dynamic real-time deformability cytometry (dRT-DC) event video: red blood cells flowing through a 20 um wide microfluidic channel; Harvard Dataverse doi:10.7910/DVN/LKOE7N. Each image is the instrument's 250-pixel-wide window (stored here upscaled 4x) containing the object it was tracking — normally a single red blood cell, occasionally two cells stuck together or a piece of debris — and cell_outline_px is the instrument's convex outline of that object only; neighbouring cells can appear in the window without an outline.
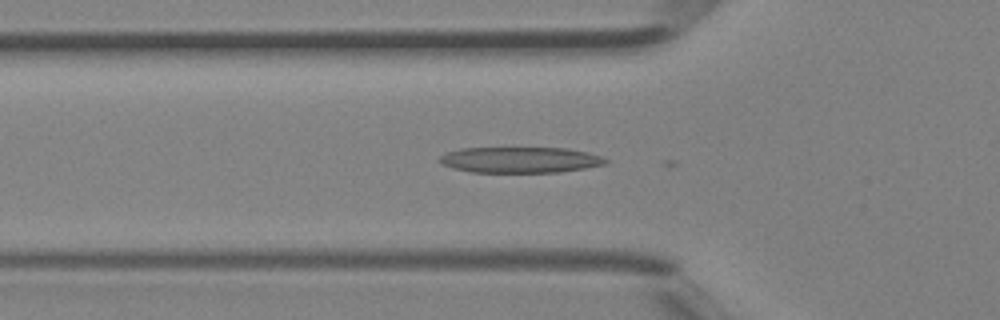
{"species": "Egyptian fruit bat (a non-hibernating species)", "species_latin": "Rousettus aegyptiacus", "temperature_condition": "room temperature", "stored_images_in_passage": 30, "camera_frame_rate_fps": 3000, "um_per_image_px": 0.085, "animal": {"sex": "female"}, "frame": {"image": 1, "passage_image": 9, "time_ms": 2.667, "image_size_px": [1000, 320], "cell_outline_px": [[608, 164], [560, 172], [472, 172], [452, 168], [436, 160], [440, 156], [448, 152], [460, 148], [564, 148], [588, 152], [600, 156], [608, 160]], "centroid_in_image_um": [44.21, 13.59], "position_along_channel_um": 81.6, "area_um2": 24.97}}
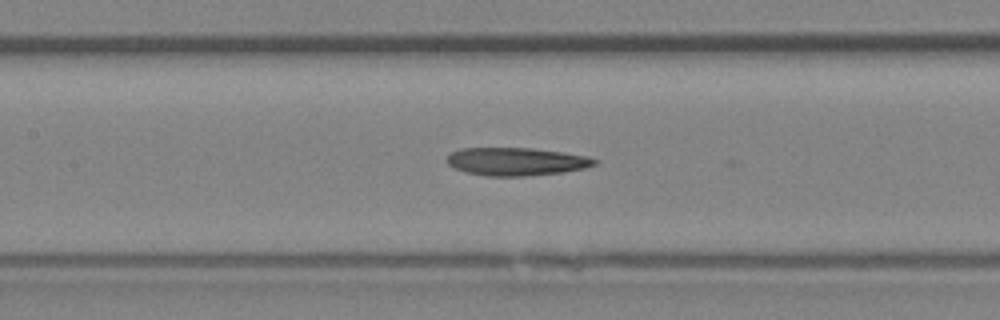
{"frame": {"image": 2, "passage_image": 14, "time_ms": 4.333, "image_size_px": [1000, 320], "cell_outline_px": [[600, 160], [596, 164], [584, 168], [564, 172], [524, 176], [488, 176], [468, 172], [456, 168], [448, 164], [448, 156], [452, 152], [460, 148], [532, 148], [588, 156]], "centroid_in_image_um": [43.93, 13.73], "position_along_channel_um": 163.5, "area_um2": 23.87}}
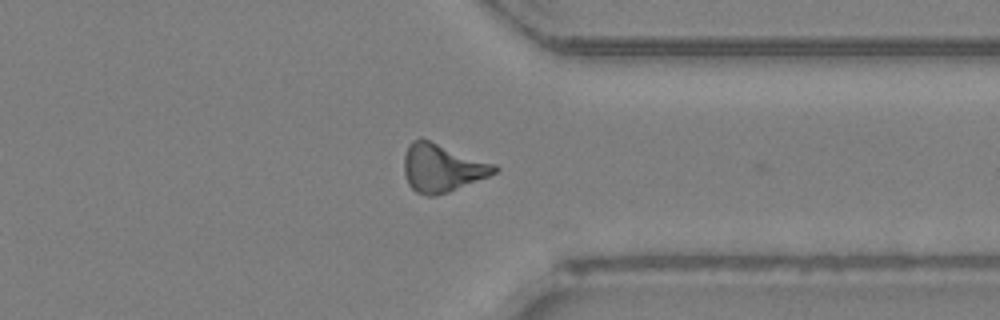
{"frame": {"image": 3, "passage_image": 27, "time_ms": 8.667, "image_size_px": [1000, 320], "cell_outline_px": [[500, 168], [496, 172], [488, 176], [448, 192], [436, 196], [428, 196], [416, 192], [408, 184], [404, 172], [404, 156], [408, 144], [412, 140], [420, 136], [496, 164]], "centroid_in_image_um": [37.56, 14.24], "position_along_channel_um": 373.8, "area_um2": 25.55}}